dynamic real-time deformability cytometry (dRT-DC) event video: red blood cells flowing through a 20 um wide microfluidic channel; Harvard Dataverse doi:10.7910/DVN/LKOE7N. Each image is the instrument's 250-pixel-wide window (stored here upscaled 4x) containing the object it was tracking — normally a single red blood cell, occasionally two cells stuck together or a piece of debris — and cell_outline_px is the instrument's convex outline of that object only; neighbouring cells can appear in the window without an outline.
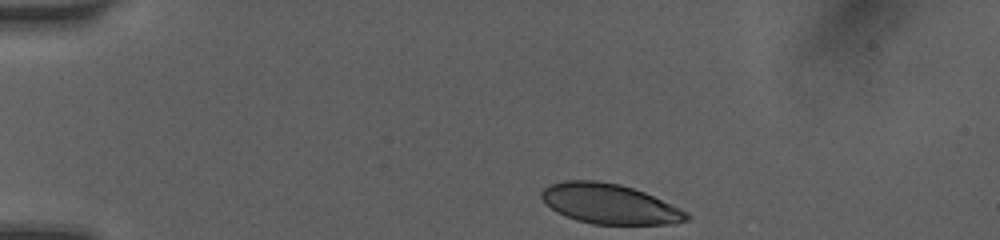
{"species": "human", "species_latin": "Homo sapiens", "temperature_condition": "room temperature", "stored_images_in_passage": 35, "camera_frame_rate_fps": 3000, "um_per_image_px": 0.085, "donor": {"sex": "female"}, "frame": {"image": 1, "passage_image": 1, "time_ms": 0.0, "image_size_px": [1000, 240], "cell_outline_px": [[692, 216], [688, 220], [672, 224], [592, 224], [576, 220], [556, 212], [540, 196], [540, 192], [548, 184], [564, 180], [596, 180], [620, 184], [644, 192], [680, 208], [688, 212]], "centroid_in_image_um": [51.81, 17.32], "position_along_channel_um": 33.2, "area_um2": 33.87}}
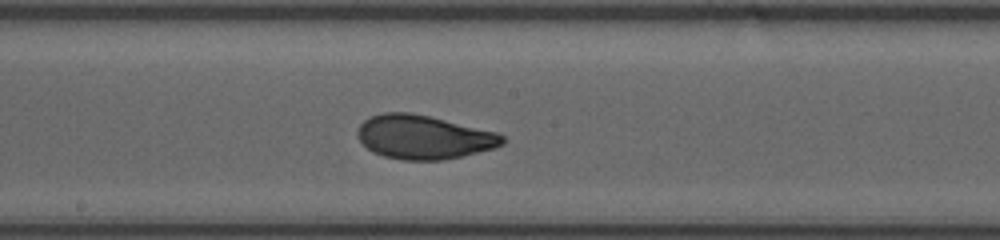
{"frame": {"image": 2, "passage_image": 18, "time_ms": 6.0, "image_size_px": [1000, 240], "cell_outline_px": [[504, 144], [496, 148], [444, 160], [404, 160], [384, 156], [372, 152], [360, 140], [356, 132], [360, 124], [364, 120], [372, 116], [384, 112], [408, 112], [428, 116], [496, 132], [504, 136]], "centroid_in_image_um": [36.01, 11.66], "position_along_channel_um": 212.2, "area_um2": 36.82}}
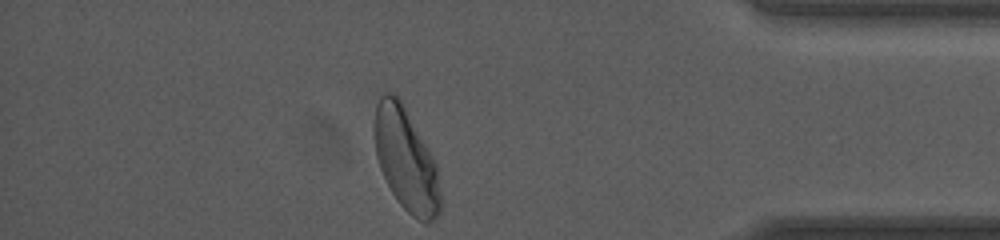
{"frame": {"image": 3, "passage_image": 34, "time_ms": 11.333, "image_size_px": [1000, 240], "cell_outline_px": [[444, 204], [440, 212], [428, 224], [424, 224], [412, 216], [400, 204], [392, 192], [380, 168], [376, 156], [372, 136], [372, 124], [376, 104], [380, 92], [392, 92], [400, 100], [428, 148], [436, 164], [444, 200]], "centroid_in_image_um": [34.5, 13.59], "position_along_channel_um": 400.7, "area_um2": 40.34}, "authors_computed_cell_mechanics": {"area_um2": 36.6452, "velocity_mm_per_s": 4.0873, "shape_relaxation_time_tau1_ms": 3.3222, "shape_relaxation_time_tau2_ms": null, "deformation_change_tau1": 0.1311, "deformation_change_tau2": null}}